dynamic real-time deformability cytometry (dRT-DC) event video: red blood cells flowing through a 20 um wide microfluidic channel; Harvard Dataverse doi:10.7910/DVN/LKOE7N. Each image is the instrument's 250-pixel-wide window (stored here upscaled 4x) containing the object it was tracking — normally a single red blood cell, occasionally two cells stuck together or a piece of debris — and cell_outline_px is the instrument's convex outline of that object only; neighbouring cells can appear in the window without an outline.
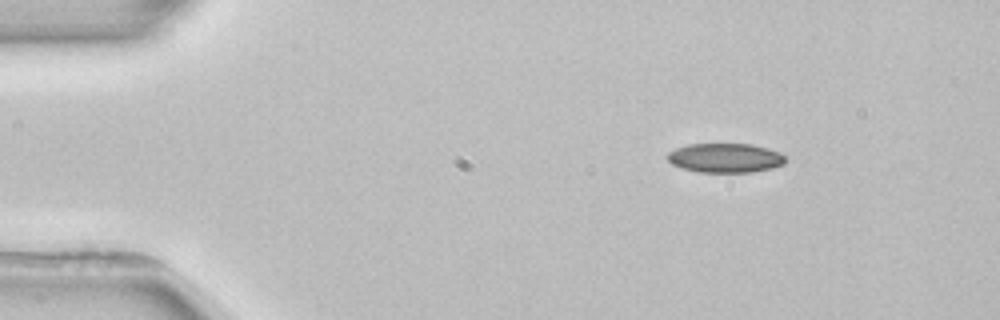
{"species": "common noctule bat (a hibernating species)", "species_latin": "Nyctalus noctula", "temperature_condition": "room temperature", "stored_images_in_passage": 3, "camera_frame_rate_fps": 3000, "um_per_image_px": 0.085, "animal": {"sex": "female", "body_mass_g": 22.7, "forearm_length_mm": 54.2}, "frame": {"image": 1, "passage_image": 1, "time_ms": 0.0, "image_size_px": [1000, 320], "cell_outline_px": [[784, 164], [772, 168], [752, 172], [700, 172], [680, 168], [672, 164], [668, 160], [668, 152], [676, 148], [688, 144], [752, 144], [768, 148], [780, 152], [784, 156]], "centroid_in_image_um": [61.64, 13.42], "position_along_channel_um": 23.4, "area_um2": 20.17}}
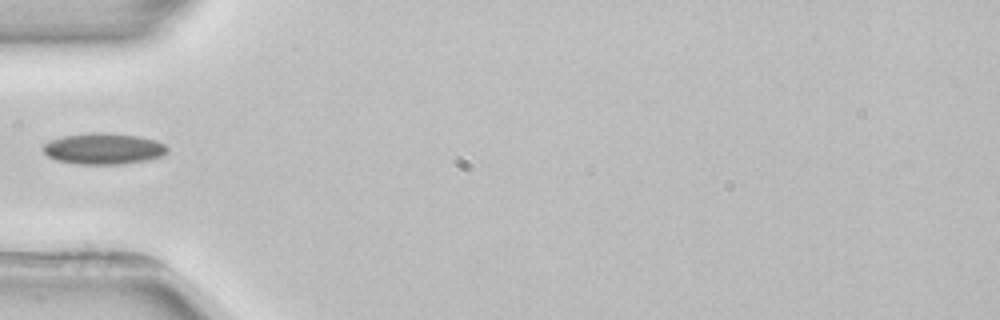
{"frame": {"image": 2, "passage_image": 3, "time_ms": 3.333, "image_size_px": [1000, 320], "cell_outline_px": [[168, 152], [164, 156], [148, 160], [124, 164], [76, 164], [56, 160], [48, 156], [44, 152], [44, 144], [52, 140], [64, 136], [100, 132], [140, 136], [156, 140], [164, 144], [168, 148]], "centroid_in_image_um": [8.86, 12.65], "position_along_channel_um": 76.1, "area_um2": 22.54}}